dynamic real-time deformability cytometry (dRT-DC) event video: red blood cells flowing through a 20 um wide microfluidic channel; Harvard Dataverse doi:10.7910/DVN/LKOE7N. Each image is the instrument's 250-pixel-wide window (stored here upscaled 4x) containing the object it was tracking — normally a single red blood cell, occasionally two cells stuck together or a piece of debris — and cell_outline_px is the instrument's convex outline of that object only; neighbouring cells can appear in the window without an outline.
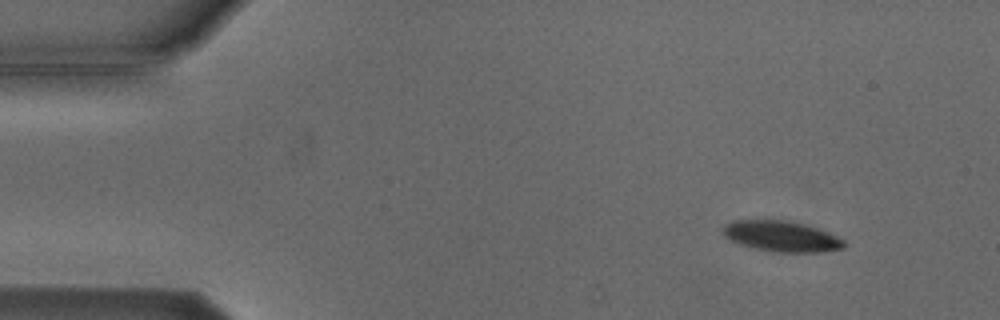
{"species": "Egyptian fruit bat (a non-hibernating species)", "species_latin": "Rousettus aegyptiacus", "temperature_condition": "cold", "stored_images_in_passage": 4, "camera_frame_rate_fps": 3000, "um_per_image_px": 0.085, "animal": {"sex": "male"}, "frame": {"image": 1, "passage_image": 1, "time_ms": 0.0, "image_size_px": [1000, 320], "cell_outline_px": [[844, 248], [824, 252], [772, 252], [740, 244], [724, 236], [724, 224], [732, 220], [788, 220], [804, 224], [828, 232], [844, 240]], "centroid_in_image_um": [66.43, 20.08], "position_along_channel_um": 18.6, "area_um2": 21.56}}
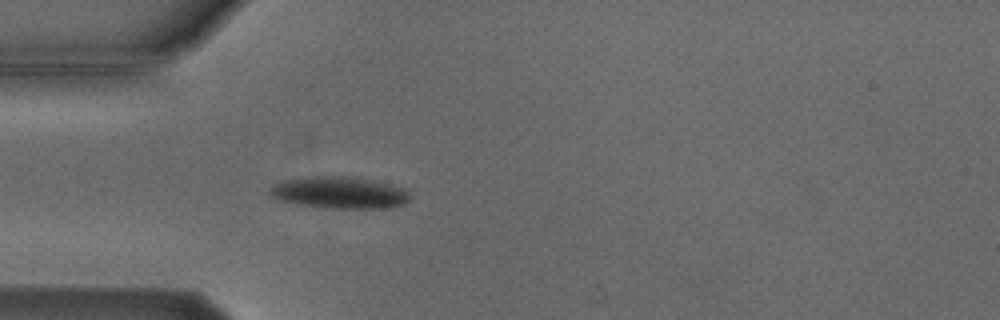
{"frame": {"image": 2, "passage_image": 4, "time_ms": 3.333, "image_size_px": [1000, 320], "cell_outline_px": [[408, 200], [404, 204], [392, 208], [324, 208], [296, 204], [280, 200], [272, 196], [268, 192], [268, 188], [272, 184], [280, 180], [308, 176], [352, 176], [372, 180], [404, 188], [408, 192]], "centroid_in_image_um": [28.79, 16.36], "position_along_channel_um": 56.2, "area_um2": 26.36}}